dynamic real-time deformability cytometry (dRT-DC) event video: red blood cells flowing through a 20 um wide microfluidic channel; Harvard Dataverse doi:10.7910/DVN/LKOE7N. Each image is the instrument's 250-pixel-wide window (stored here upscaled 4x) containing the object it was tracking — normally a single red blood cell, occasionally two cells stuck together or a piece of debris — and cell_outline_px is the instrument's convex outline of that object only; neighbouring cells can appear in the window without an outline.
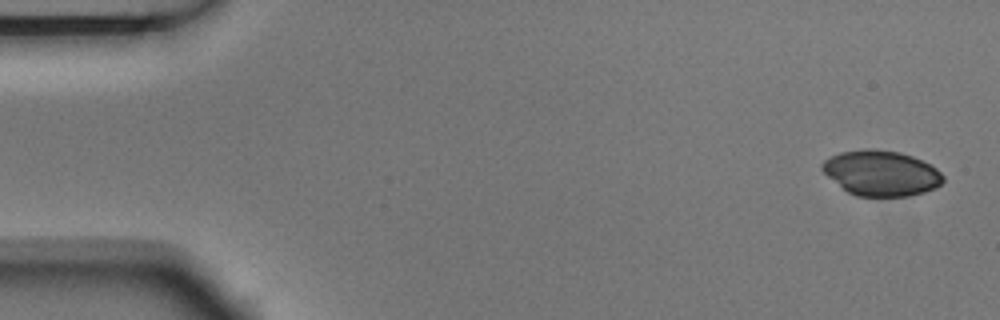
{"species": "Egyptian fruit bat (a non-hibernating species)", "species_latin": "Rousettus aegyptiacus", "temperature_condition": "room temperature", "stored_images_in_passage": 3, "camera_frame_rate_fps": 3000, "um_per_image_px": 0.085, "animal": {"sex": "male"}, "frame": {"image": 1, "passage_image": 1, "time_ms": 0.0, "image_size_px": [1000, 320], "cell_outline_px": [[944, 180], [936, 188], [924, 192], [908, 196], [856, 196], [848, 192], [828, 176], [820, 168], [820, 164], [824, 160], [840, 152], [864, 148], [876, 148], [900, 152], [912, 156], [932, 164], [944, 176]], "centroid_in_image_um": [74.91, 14.7], "position_along_channel_um": 10.1, "area_um2": 32.14}}